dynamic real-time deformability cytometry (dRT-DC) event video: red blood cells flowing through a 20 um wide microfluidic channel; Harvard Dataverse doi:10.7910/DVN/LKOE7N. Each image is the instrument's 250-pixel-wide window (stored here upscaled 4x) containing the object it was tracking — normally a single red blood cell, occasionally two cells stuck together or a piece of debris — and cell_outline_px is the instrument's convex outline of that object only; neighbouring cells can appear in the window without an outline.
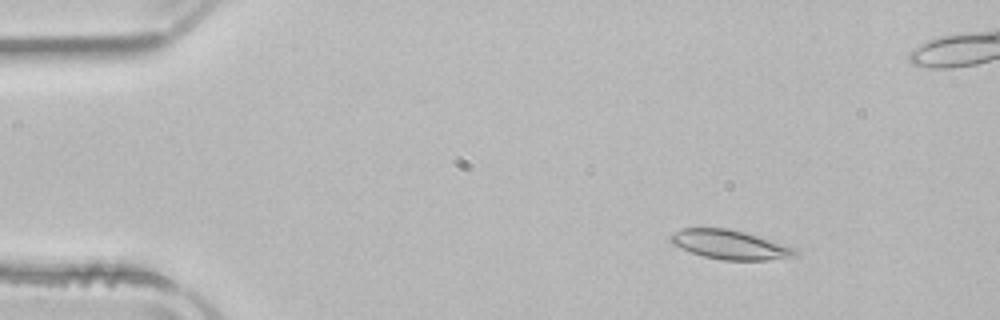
{"species": "common noctule bat (a hibernating species)", "species_latin": "Nyctalus noctula", "temperature_condition": "room temperature", "stored_images_in_passage": 52, "camera_frame_rate_fps": 3000, "um_per_image_px": 0.085, "animal": {"sex": "male", "body_mass_g": 21.5, "forearm_length_mm": 52.0}, "frame": {"image": 1, "passage_image": 7, "time_ms": 2.0, "image_size_px": [1000, 320], "cell_outline_px": [[800, 256], [768, 260], [724, 260], [704, 256], [692, 252], [672, 244], [668, 240], [668, 236], [672, 232], [680, 228], [728, 228], [744, 232], [796, 248], [800, 252]], "centroid_in_image_um": [62.05, 20.79], "position_along_channel_um": 23.0, "area_um2": 21.33}}
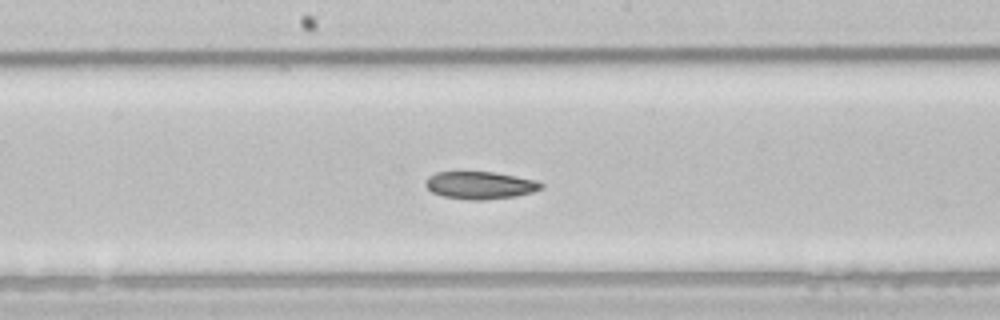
{"frame": {"image": 2, "passage_image": 27, "time_ms": 8.667, "image_size_px": [1000, 320], "cell_outline_px": [[544, 188], [532, 192], [516, 196], [484, 200], [468, 200], [444, 196], [432, 192], [424, 184], [424, 180], [428, 176], [436, 172], [492, 172], [516, 176], [536, 180], [544, 184]], "centroid_in_image_um": [40.81, 15.74], "position_along_channel_um": 207.4, "area_um2": 18.61}}
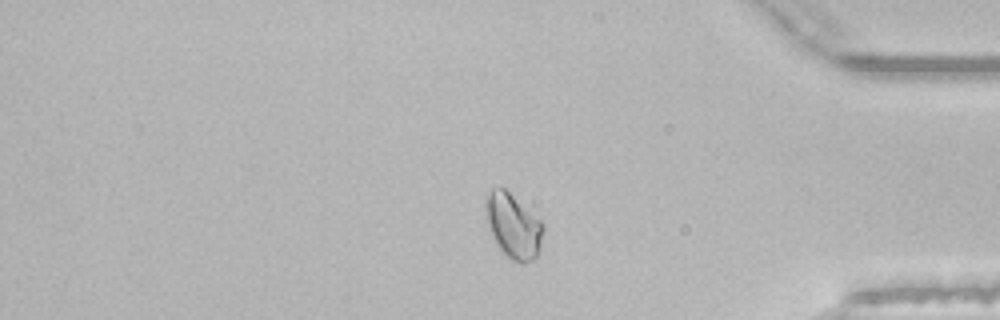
{"frame": {"image": 3, "passage_image": 43, "time_ms": 14.0, "image_size_px": [1000, 320], "cell_outline_px": [[544, 228], [540, 252], [532, 260], [524, 264], [520, 264], [504, 256], [500, 252], [492, 236], [488, 220], [488, 196], [492, 188], [504, 188], [540, 220], [544, 224]], "centroid_in_image_um": [43.69, 19.3], "position_along_channel_um": 391.5, "area_um2": 21.27}, "authors_computed_cell_mechanics": {"area_um2": 20.8369, "velocity_mm_per_s": 3.9239, "shape_relaxation_time_tau1_ms": 7.3282, "shape_relaxation_time_tau2_ms": 3.6868, "deformation_change_tau1": 0.1271, "deformation_change_tau2": 0.0723}}